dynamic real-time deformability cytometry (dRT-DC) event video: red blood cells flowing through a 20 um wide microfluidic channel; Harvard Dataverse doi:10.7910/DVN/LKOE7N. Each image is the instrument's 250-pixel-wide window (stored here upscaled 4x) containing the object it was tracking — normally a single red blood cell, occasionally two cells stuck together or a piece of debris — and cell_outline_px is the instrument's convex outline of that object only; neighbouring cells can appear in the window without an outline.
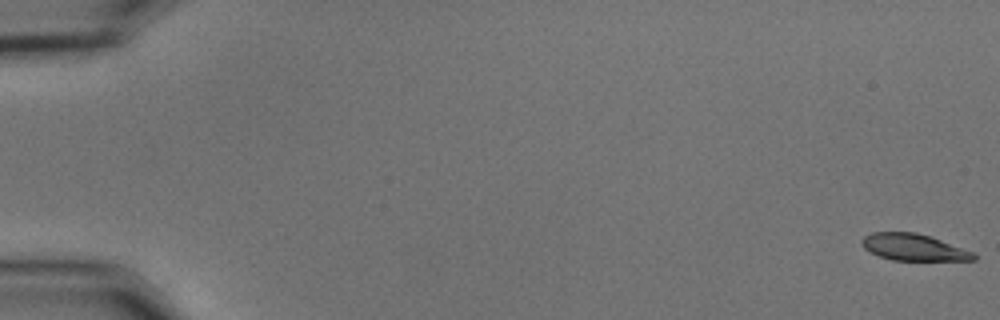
{"species": "common noctule bat (a hibernating species)", "species_latin": "Nyctalus noctula", "temperature_condition": "cold", "stored_images_in_passage": 58, "camera_frame_rate_fps": 3000, "um_per_image_px": 0.085, "animal": {"sex": "male", "body_mass_g": 15.6}, "frame": {"image": 1, "passage_image": 1, "time_ms": 0.0, "image_size_px": [1000, 320], "cell_outline_px": [[976, 260], [892, 260], [868, 252], [860, 244], [860, 240], [864, 236], [872, 232], [916, 232], [932, 236], [972, 252], [976, 256]], "centroid_in_image_um": [77.6, 21.01], "position_along_channel_um": 7.4, "area_um2": 17.46}}
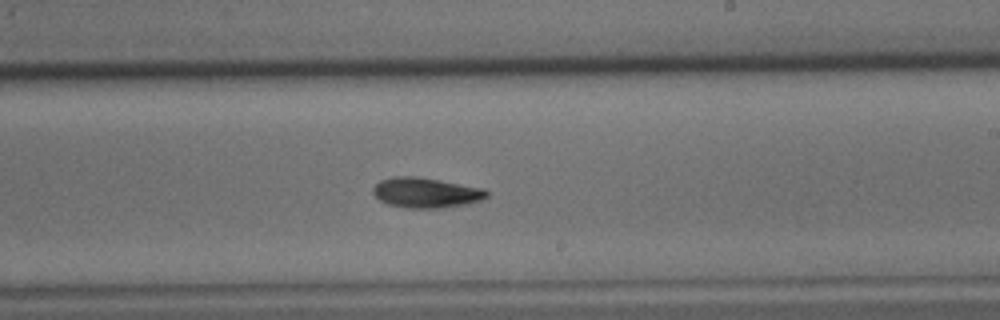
{"frame": {"image": 2, "passage_image": 35, "time_ms": 11.333, "image_size_px": [1000, 320], "cell_outline_px": [[488, 196], [480, 200], [464, 204], [440, 208], [408, 208], [388, 204], [380, 200], [372, 192], [372, 188], [380, 180], [392, 176], [416, 176], [440, 180], [484, 188], [488, 192]], "centroid_in_image_um": [36.18, 16.36], "position_along_channel_um": 252.8, "area_um2": 19.94}}
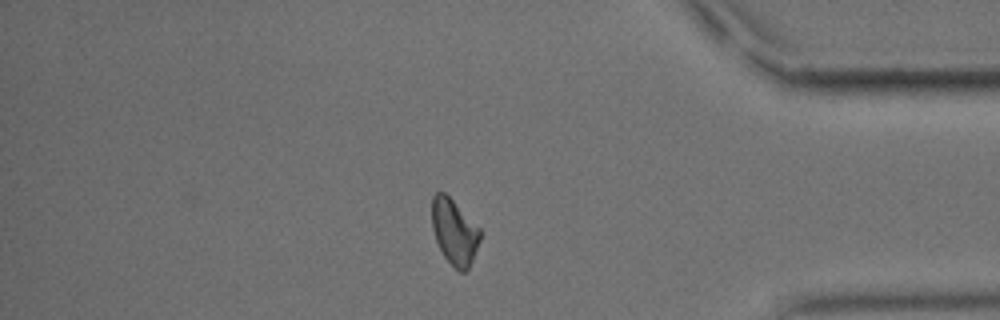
{"frame": {"image": 3, "passage_image": 49, "time_ms": 16.0, "image_size_px": [1000, 320], "cell_outline_px": [[484, 232], [472, 260], [468, 268], [464, 272], [460, 272], [444, 256], [436, 240], [432, 228], [432, 196], [436, 192], [444, 192]], "centroid_in_image_um": [38.64, 19.7], "position_along_channel_um": 396.6, "area_um2": 18.26}, "authors_computed_cell_mechanics": {"area_um2": 18.8428, "velocity_mm_per_s": 3.5998, "shape_relaxation_time_tau1_ms": 4.3365, "shape_relaxation_time_tau2_ms": 6.8198, "deformation_change_tau1": 0.1338, "deformation_change_tau2": 0.1251}}